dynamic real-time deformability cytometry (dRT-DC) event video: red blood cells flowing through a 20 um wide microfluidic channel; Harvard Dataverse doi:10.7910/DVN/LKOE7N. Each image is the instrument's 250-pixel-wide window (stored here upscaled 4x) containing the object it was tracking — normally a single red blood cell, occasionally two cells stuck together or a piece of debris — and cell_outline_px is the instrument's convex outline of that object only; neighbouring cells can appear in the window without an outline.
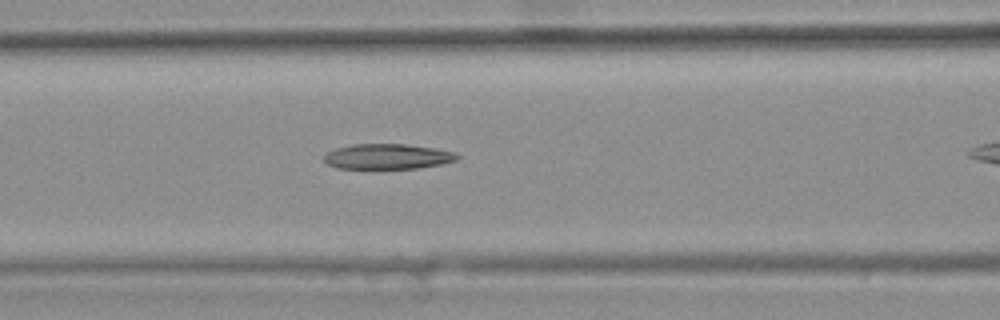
{"species": "common noctule bat (a hibernating species)", "species_latin": "Nyctalus noctula", "temperature_condition": "warm", "stored_images_in_passage": 37, "camera_frame_rate_fps": 3000, "um_per_image_px": 0.085, "animal": {"sex": "female", "body_mass_g": 25.1}, "frame": {"image": 1, "passage_image": 11, "time_ms": 3.333, "image_size_px": [1000, 320], "cell_outline_px": [[460, 156], [456, 160], [440, 164], [420, 168], [336, 168], [328, 164], [324, 160], [324, 156], [328, 152], [336, 148], [352, 144], [404, 144], [432, 148], [452, 152]], "centroid_in_image_um": [32.91, 13.3], "position_along_channel_um": 133.7, "area_um2": 19.31}}
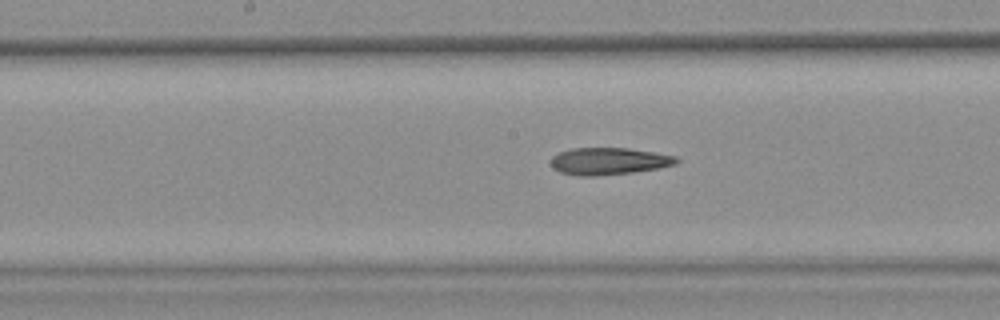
{"frame": {"image": 2, "passage_image": 16, "time_ms": 5.0, "image_size_px": [1000, 320], "cell_outline_px": [[680, 160], [676, 164], [656, 168], [632, 172], [596, 176], [576, 176], [560, 172], [552, 168], [548, 160], [552, 156], [560, 152], [572, 148], [628, 148], [676, 156]], "centroid_in_image_um": [51.68, 13.7], "position_along_channel_um": 196.5, "area_um2": 19.88}, "authors_computed_cell_mechanics": {"area_um2": 19.8832, "velocity_mm_per_s": 3.7697, "shape_relaxation_time_tau1_ms": null, "shape_relaxation_time_tau2_ms": 6.1885, "deformation_change_tau1": null, "deformation_change_tau2": 0.1822}}